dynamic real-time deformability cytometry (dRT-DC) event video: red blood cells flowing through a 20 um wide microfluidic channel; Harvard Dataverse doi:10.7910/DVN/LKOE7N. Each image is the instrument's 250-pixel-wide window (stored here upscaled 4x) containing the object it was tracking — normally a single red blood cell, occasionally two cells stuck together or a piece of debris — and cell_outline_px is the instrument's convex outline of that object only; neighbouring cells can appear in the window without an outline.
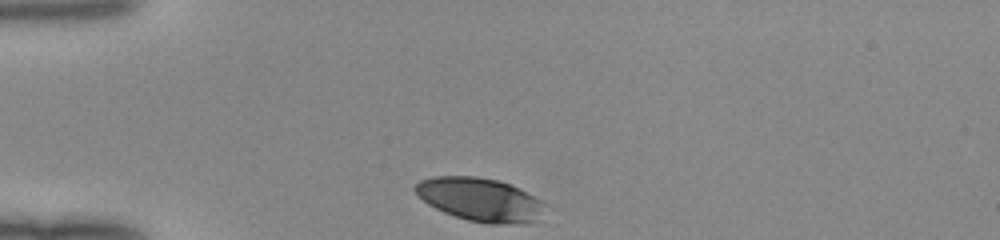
{"species": "human", "species_latin": "Homo sapiens", "temperature_condition": "room temperature", "stored_images_in_passage": 29, "camera_frame_rate_fps": 3000, "um_per_image_px": 0.085, "donor": {"sex": "female"}, "frame": {"image": 1, "passage_image": 1, "time_ms": 0.0, "image_size_px": [1000, 240], "cell_outline_px": [[544, 204], [536, 220], [532, 224], [488, 224], [468, 220], [444, 212], [428, 204], [412, 188], [420, 180], [436, 176], [476, 176], [500, 180], [512, 184], [520, 188], [540, 200]], "centroid_in_image_um": [40.81, 16.96], "position_along_channel_um": 44.2, "area_um2": 32.77}}
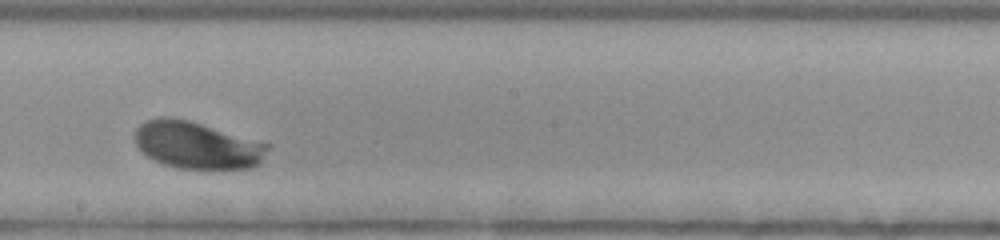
{"frame": {"image": 2, "passage_image": 17, "time_ms": 5.333, "image_size_px": [1000, 240], "cell_outline_px": [[272, 144], [260, 164], [252, 168], [180, 168], [164, 164], [148, 156], [136, 144], [136, 128], [140, 124], [148, 120], [160, 116], [164, 116], [188, 120]], "centroid_in_image_um": [16.8, 12.33], "position_along_channel_um": 231.4, "area_um2": 36.18}}
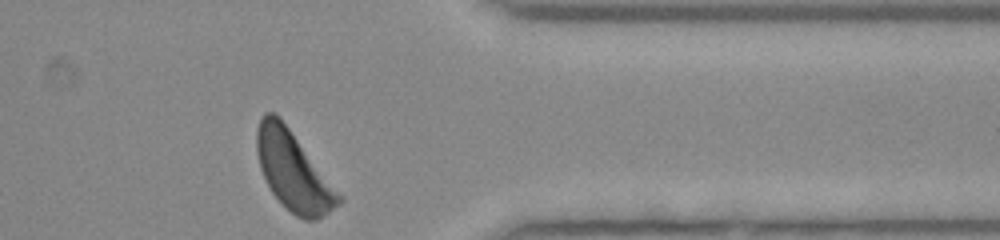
{"frame": {"image": 3, "passage_image": 29, "time_ms": 9.333, "image_size_px": [1000, 240], "cell_outline_px": [[344, 200], [340, 204], [316, 220], [304, 220], [296, 216], [280, 204], [272, 192], [260, 168], [256, 152], [256, 128], [260, 116], [264, 112], [276, 112], [280, 116], [344, 196]], "centroid_in_image_um": [24.94, 14.52], "position_along_channel_um": 386.5, "area_um2": 38.26}}